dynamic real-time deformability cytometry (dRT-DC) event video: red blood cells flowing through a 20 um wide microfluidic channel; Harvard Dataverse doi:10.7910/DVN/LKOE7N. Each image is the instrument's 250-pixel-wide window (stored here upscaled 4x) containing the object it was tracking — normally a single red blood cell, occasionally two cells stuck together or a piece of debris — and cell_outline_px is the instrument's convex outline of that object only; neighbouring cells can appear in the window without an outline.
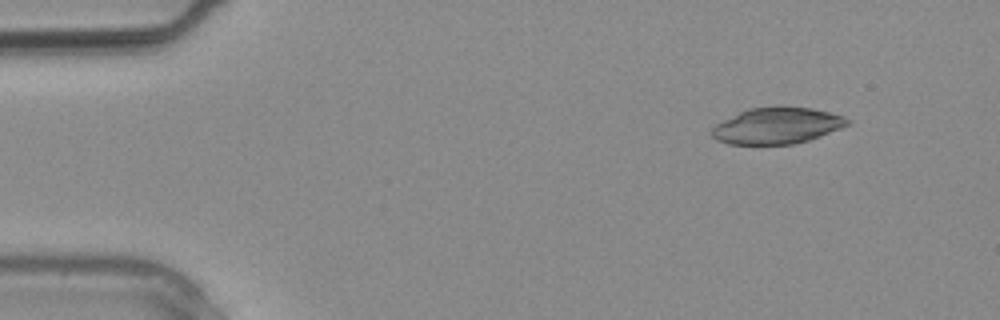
{"species": "common noctule bat (a hibernating species)", "species_latin": "Nyctalus noctula", "temperature_condition": "warm", "stored_images_in_passage": 2, "camera_frame_rate_fps": 3000, "um_per_image_px": 0.085, "animal": {"sex": "male", "body_mass_g": 20.4}, "frame": {"image": 1, "passage_image": 1, "time_ms": 0.0, "image_size_px": [1000, 320], "cell_outline_px": [[852, 120], [848, 124], [840, 128], [820, 136], [808, 140], [792, 144], [728, 144], [716, 140], [712, 136], [712, 128], [716, 124], [748, 108], [776, 104], [780, 104], [812, 108], [844, 116]], "centroid_in_image_um": [66.05, 10.65], "position_along_channel_um": 18.9, "area_um2": 29.02}}